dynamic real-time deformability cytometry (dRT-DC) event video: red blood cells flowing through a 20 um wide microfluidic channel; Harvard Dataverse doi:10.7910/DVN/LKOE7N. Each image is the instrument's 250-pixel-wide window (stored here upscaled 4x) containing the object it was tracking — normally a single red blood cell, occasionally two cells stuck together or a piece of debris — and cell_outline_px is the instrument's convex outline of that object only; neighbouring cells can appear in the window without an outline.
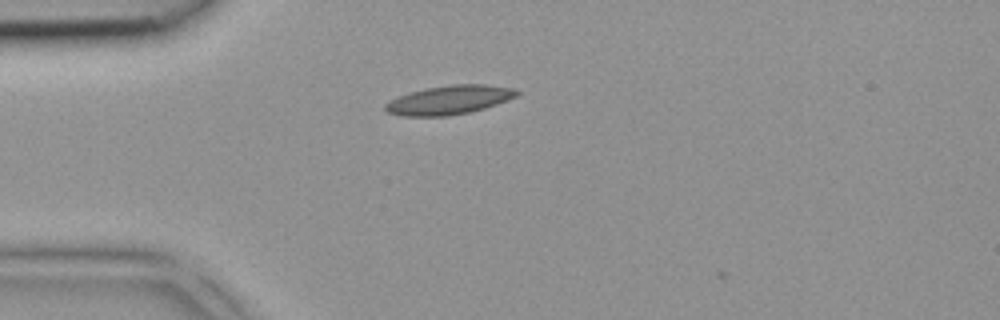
{"species": "common noctule bat (a hibernating species)", "species_latin": "Nyctalus noctula", "temperature_condition": "room temperature", "stored_images_in_passage": 3, "camera_frame_rate_fps": 3000, "um_per_image_px": 0.085, "animal": {"sex": "female", "body_mass_g": 18.4}, "frame": {"image": 1, "passage_image": 2, "time_ms": 0.333, "image_size_px": [1000, 320], "cell_outline_px": [[520, 92], [516, 96], [496, 104], [484, 108], [468, 112], [448, 116], [404, 116], [388, 112], [384, 108], [384, 104], [408, 92], [424, 88], [452, 84], [484, 84], [512, 88]], "centroid_in_image_um": [38.16, 8.49], "position_along_channel_um": 46.8, "area_um2": 21.96}}